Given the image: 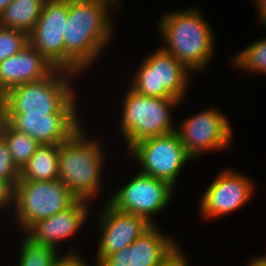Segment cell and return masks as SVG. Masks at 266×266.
I'll list each match as a JSON object with an SVG mask.
<instances>
[{"label":"cell","mask_w":266,"mask_h":266,"mask_svg":"<svg viewBox=\"0 0 266 266\" xmlns=\"http://www.w3.org/2000/svg\"><path fill=\"white\" fill-rule=\"evenodd\" d=\"M262 26L266 31V23H262ZM236 54L229 63L235 70H245L252 75L266 76V35L247 44Z\"/></svg>","instance_id":"20"},{"label":"cell","mask_w":266,"mask_h":266,"mask_svg":"<svg viewBox=\"0 0 266 266\" xmlns=\"http://www.w3.org/2000/svg\"><path fill=\"white\" fill-rule=\"evenodd\" d=\"M85 128L79 127L59 144L58 172L59 179L77 199L92 202L99 194L102 196L106 187L102 173L106 171L107 152L102 140L89 136Z\"/></svg>","instance_id":"3"},{"label":"cell","mask_w":266,"mask_h":266,"mask_svg":"<svg viewBox=\"0 0 266 266\" xmlns=\"http://www.w3.org/2000/svg\"><path fill=\"white\" fill-rule=\"evenodd\" d=\"M98 212L95 230L98 235L95 260L99 264L106 256L130 246L146 232L152 224L145 218L123 212L113 207L107 200Z\"/></svg>","instance_id":"12"},{"label":"cell","mask_w":266,"mask_h":266,"mask_svg":"<svg viewBox=\"0 0 266 266\" xmlns=\"http://www.w3.org/2000/svg\"><path fill=\"white\" fill-rule=\"evenodd\" d=\"M5 122H6L5 99L3 95L0 94V137Z\"/></svg>","instance_id":"30"},{"label":"cell","mask_w":266,"mask_h":266,"mask_svg":"<svg viewBox=\"0 0 266 266\" xmlns=\"http://www.w3.org/2000/svg\"><path fill=\"white\" fill-rule=\"evenodd\" d=\"M127 154L134 159L132 162L138 163L139 172L166 181L174 188L185 165L194 160L175 131L140 141Z\"/></svg>","instance_id":"9"},{"label":"cell","mask_w":266,"mask_h":266,"mask_svg":"<svg viewBox=\"0 0 266 266\" xmlns=\"http://www.w3.org/2000/svg\"><path fill=\"white\" fill-rule=\"evenodd\" d=\"M68 0H46L35 27L28 34L29 44L55 68L64 70V34Z\"/></svg>","instance_id":"13"},{"label":"cell","mask_w":266,"mask_h":266,"mask_svg":"<svg viewBox=\"0 0 266 266\" xmlns=\"http://www.w3.org/2000/svg\"><path fill=\"white\" fill-rule=\"evenodd\" d=\"M222 109L205 107L176 123L178 134L186 152L194 161L208 153L229 150L233 144V128Z\"/></svg>","instance_id":"8"},{"label":"cell","mask_w":266,"mask_h":266,"mask_svg":"<svg viewBox=\"0 0 266 266\" xmlns=\"http://www.w3.org/2000/svg\"><path fill=\"white\" fill-rule=\"evenodd\" d=\"M252 3L256 9L255 14L259 17V24L266 23V0H253Z\"/></svg>","instance_id":"29"},{"label":"cell","mask_w":266,"mask_h":266,"mask_svg":"<svg viewBox=\"0 0 266 266\" xmlns=\"http://www.w3.org/2000/svg\"><path fill=\"white\" fill-rule=\"evenodd\" d=\"M67 250L63 253L60 252L57 257L54 259L52 266H98V263H90V260L87 261L82 255V252H80V249H77L79 247H70L67 246ZM79 250V251H78ZM89 262V263H88ZM92 264V265H91ZM94 264V265H93Z\"/></svg>","instance_id":"25"},{"label":"cell","mask_w":266,"mask_h":266,"mask_svg":"<svg viewBox=\"0 0 266 266\" xmlns=\"http://www.w3.org/2000/svg\"><path fill=\"white\" fill-rule=\"evenodd\" d=\"M158 225H152L130 245L131 266H160L180 247L178 239Z\"/></svg>","instance_id":"17"},{"label":"cell","mask_w":266,"mask_h":266,"mask_svg":"<svg viewBox=\"0 0 266 266\" xmlns=\"http://www.w3.org/2000/svg\"><path fill=\"white\" fill-rule=\"evenodd\" d=\"M22 234V242L18 246L20 253L18 252L17 264L14 266H52L60 251L50 245L36 243Z\"/></svg>","instance_id":"22"},{"label":"cell","mask_w":266,"mask_h":266,"mask_svg":"<svg viewBox=\"0 0 266 266\" xmlns=\"http://www.w3.org/2000/svg\"><path fill=\"white\" fill-rule=\"evenodd\" d=\"M28 43L27 33L20 30L0 27V62L18 53Z\"/></svg>","instance_id":"23"},{"label":"cell","mask_w":266,"mask_h":266,"mask_svg":"<svg viewBox=\"0 0 266 266\" xmlns=\"http://www.w3.org/2000/svg\"><path fill=\"white\" fill-rule=\"evenodd\" d=\"M20 175L21 170L15 164L7 143L0 137V180L12 182L16 186Z\"/></svg>","instance_id":"24"},{"label":"cell","mask_w":266,"mask_h":266,"mask_svg":"<svg viewBox=\"0 0 266 266\" xmlns=\"http://www.w3.org/2000/svg\"><path fill=\"white\" fill-rule=\"evenodd\" d=\"M130 246L122 248L120 251L106 256L98 266H131Z\"/></svg>","instance_id":"27"},{"label":"cell","mask_w":266,"mask_h":266,"mask_svg":"<svg viewBox=\"0 0 266 266\" xmlns=\"http://www.w3.org/2000/svg\"><path fill=\"white\" fill-rule=\"evenodd\" d=\"M78 199L60 180H19L11 219L24 233L33 223L71 207ZM14 213V214H13ZM14 215V216H13ZM13 217V218H12Z\"/></svg>","instance_id":"7"},{"label":"cell","mask_w":266,"mask_h":266,"mask_svg":"<svg viewBox=\"0 0 266 266\" xmlns=\"http://www.w3.org/2000/svg\"><path fill=\"white\" fill-rule=\"evenodd\" d=\"M201 12L197 6L165 11L156 28L161 47L196 75L208 68L217 48L215 31Z\"/></svg>","instance_id":"2"},{"label":"cell","mask_w":266,"mask_h":266,"mask_svg":"<svg viewBox=\"0 0 266 266\" xmlns=\"http://www.w3.org/2000/svg\"><path fill=\"white\" fill-rule=\"evenodd\" d=\"M78 76L66 70L54 69L41 80L15 86L3 95L5 111L45 115L81 114L77 105L78 94L73 85V80Z\"/></svg>","instance_id":"4"},{"label":"cell","mask_w":266,"mask_h":266,"mask_svg":"<svg viewBox=\"0 0 266 266\" xmlns=\"http://www.w3.org/2000/svg\"><path fill=\"white\" fill-rule=\"evenodd\" d=\"M15 187L12 182L0 180V214L6 215L8 211L10 215L12 214L15 204Z\"/></svg>","instance_id":"26"},{"label":"cell","mask_w":266,"mask_h":266,"mask_svg":"<svg viewBox=\"0 0 266 266\" xmlns=\"http://www.w3.org/2000/svg\"><path fill=\"white\" fill-rule=\"evenodd\" d=\"M59 145H40L22 168L20 180L51 181L59 179Z\"/></svg>","instance_id":"18"},{"label":"cell","mask_w":266,"mask_h":266,"mask_svg":"<svg viewBox=\"0 0 266 266\" xmlns=\"http://www.w3.org/2000/svg\"><path fill=\"white\" fill-rule=\"evenodd\" d=\"M1 137L7 143L11 156L20 170L40 146L33 137L14 129L7 121L3 125Z\"/></svg>","instance_id":"21"},{"label":"cell","mask_w":266,"mask_h":266,"mask_svg":"<svg viewBox=\"0 0 266 266\" xmlns=\"http://www.w3.org/2000/svg\"><path fill=\"white\" fill-rule=\"evenodd\" d=\"M252 177L240 171L226 167L201 195L199 212L204 221L234 213L250 202L257 186Z\"/></svg>","instance_id":"11"},{"label":"cell","mask_w":266,"mask_h":266,"mask_svg":"<svg viewBox=\"0 0 266 266\" xmlns=\"http://www.w3.org/2000/svg\"><path fill=\"white\" fill-rule=\"evenodd\" d=\"M55 68L29 43L18 53L0 62V94L23 83L48 76Z\"/></svg>","instance_id":"16"},{"label":"cell","mask_w":266,"mask_h":266,"mask_svg":"<svg viewBox=\"0 0 266 266\" xmlns=\"http://www.w3.org/2000/svg\"><path fill=\"white\" fill-rule=\"evenodd\" d=\"M46 0H14L0 13V27L29 34L42 13Z\"/></svg>","instance_id":"19"},{"label":"cell","mask_w":266,"mask_h":266,"mask_svg":"<svg viewBox=\"0 0 266 266\" xmlns=\"http://www.w3.org/2000/svg\"><path fill=\"white\" fill-rule=\"evenodd\" d=\"M90 204L93 203L78 199L68 209L36 221L24 234L36 243L50 245L61 252L58 245L64 241H72L74 237L77 238L76 235L88 224L92 213Z\"/></svg>","instance_id":"14"},{"label":"cell","mask_w":266,"mask_h":266,"mask_svg":"<svg viewBox=\"0 0 266 266\" xmlns=\"http://www.w3.org/2000/svg\"><path fill=\"white\" fill-rule=\"evenodd\" d=\"M123 184L107 196V201L120 211L145 218L152 225H157L153 217L168 209L176 192L168 182L139 171Z\"/></svg>","instance_id":"10"},{"label":"cell","mask_w":266,"mask_h":266,"mask_svg":"<svg viewBox=\"0 0 266 266\" xmlns=\"http://www.w3.org/2000/svg\"><path fill=\"white\" fill-rule=\"evenodd\" d=\"M114 13L119 14L112 5L102 1L68 0L63 35L64 70L80 77L98 63L112 37L114 39Z\"/></svg>","instance_id":"1"},{"label":"cell","mask_w":266,"mask_h":266,"mask_svg":"<svg viewBox=\"0 0 266 266\" xmlns=\"http://www.w3.org/2000/svg\"><path fill=\"white\" fill-rule=\"evenodd\" d=\"M135 69L127 85L136 93L181 101L188 96L194 74L161 46L148 52Z\"/></svg>","instance_id":"6"},{"label":"cell","mask_w":266,"mask_h":266,"mask_svg":"<svg viewBox=\"0 0 266 266\" xmlns=\"http://www.w3.org/2000/svg\"><path fill=\"white\" fill-rule=\"evenodd\" d=\"M80 114L6 113L16 130L33 137L40 145H59L83 124Z\"/></svg>","instance_id":"15"},{"label":"cell","mask_w":266,"mask_h":266,"mask_svg":"<svg viewBox=\"0 0 266 266\" xmlns=\"http://www.w3.org/2000/svg\"><path fill=\"white\" fill-rule=\"evenodd\" d=\"M119 118V132L127 152L137 143L148 138L176 130L174 110L185 101L177 98L148 97L136 93L127 85ZM173 110V111H172Z\"/></svg>","instance_id":"5"},{"label":"cell","mask_w":266,"mask_h":266,"mask_svg":"<svg viewBox=\"0 0 266 266\" xmlns=\"http://www.w3.org/2000/svg\"><path fill=\"white\" fill-rule=\"evenodd\" d=\"M14 0H0V13Z\"/></svg>","instance_id":"33"},{"label":"cell","mask_w":266,"mask_h":266,"mask_svg":"<svg viewBox=\"0 0 266 266\" xmlns=\"http://www.w3.org/2000/svg\"><path fill=\"white\" fill-rule=\"evenodd\" d=\"M97 1H102V2H105V3H107V4H110V5H112L119 13L121 12L122 13V11H120L121 9V5H122V2H123V0L121 1V0H97Z\"/></svg>","instance_id":"32"},{"label":"cell","mask_w":266,"mask_h":266,"mask_svg":"<svg viewBox=\"0 0 266 266\" xmlns=\"http://www.w3.org/2000/svg\"><path fill=\"white\" fill-rule=\"evenodd\" d=\"M180 247L160 266H191L187 254Z\"/></svg>","instance_id":"28"},{"label":"cell","mask_w":266,"mask_h":266,"mask_svg":"<svg viewBox=\"0 0 266 266\" xmlns=\"http://www.w3.org/2000/svg\"><path fill=\"white\" fill-rule=\"evenodd\" d=\"M246 266H266V254L249 259Z\"/></svg>","instance_id":"31"}]
</instances>
